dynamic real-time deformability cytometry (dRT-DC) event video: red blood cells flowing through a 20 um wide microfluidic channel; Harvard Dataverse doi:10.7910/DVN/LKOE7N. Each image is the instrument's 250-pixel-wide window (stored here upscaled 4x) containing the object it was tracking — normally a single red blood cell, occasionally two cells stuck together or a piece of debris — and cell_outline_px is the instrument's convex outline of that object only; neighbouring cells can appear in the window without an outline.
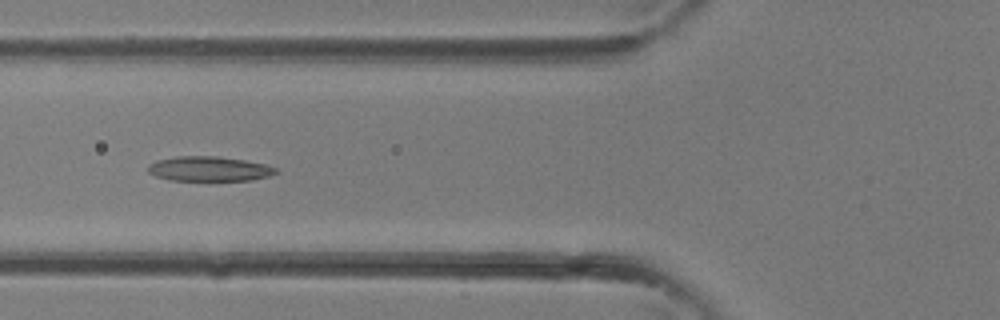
{"species": "common noctule bat (a hibernating species)", "species_latin": "Nyctalus noctula", "temperature_condition": "room temperature", "stored_images_in_passage": 28, "camera_frame_rate_fps": 3000, "um_per_image_px": 0.085, "animal": {"sex": "female"}, "frame": {"image": 1, "passage_image": 5, "time_ms": 1.333, "image_size_px": [1000, 320], "cell_outline_px": [[280, 172], [268, 176], [252, 180], [168, 180], [156, 176], [148, 172], [148, 164], [156, 160], [176, 156], [216, 156], [244, 160], [264, 164], [276, 168]], "centroid_in_image_um": [17.76, 14.35], "position_along_channel_um": 108.0, "area_um2": 18.44}}
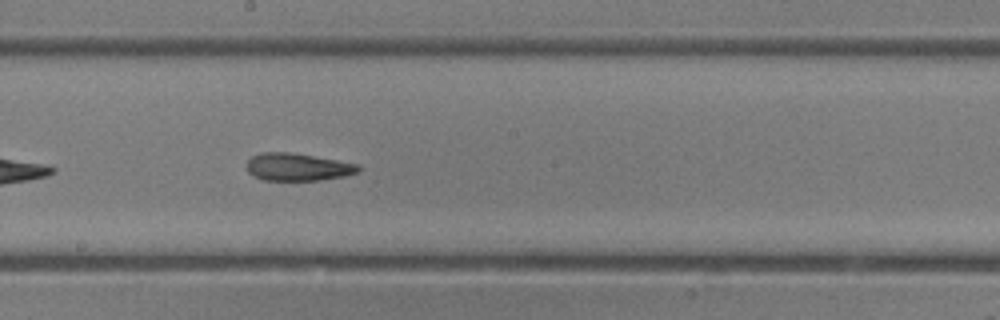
{"frame": {"image": 2, "passage_image": 11, "time_ms": 3.333, "image_size_px": [1000, 320], "cell_outline_px": [[360, 172], [344, 176], [320, 180], [264, 180], [248, 172], [248, 160], [252, 156], [260, 152], [292, 152], [360, 164]], "centroid_in_image_um": [25.34, 14.18], "position_along_channel_um": 222.9, "area_um2": 17.92}}
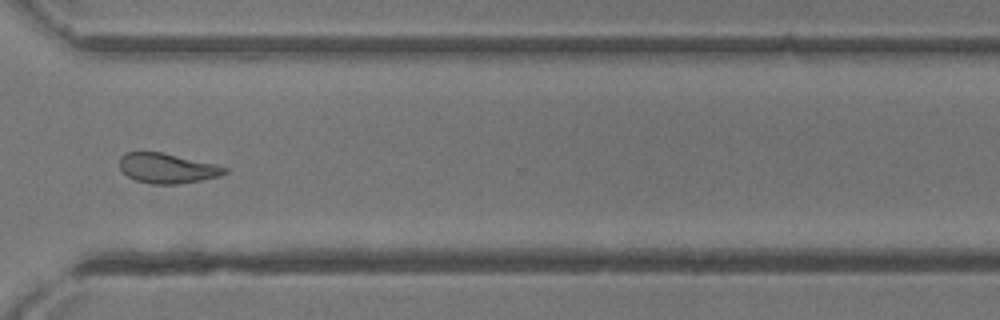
{"frame": {"image": 3, "passage_image": 18, "time_ms": 5.667, "image_size_px": [1000, 320], "cell_outline_px": [[228, 172], [220, 176], [200, 180], [176, 184], [152, 184], [136, 180], [128, 176], [120, 168], [120, 156], [124, 152], [160, 152], [216, 164], [228, 168]], "centroid_in_image_um": [14.22, 14.3], "position_along_channel_um": 356.4, "area_um2": 18.21}}